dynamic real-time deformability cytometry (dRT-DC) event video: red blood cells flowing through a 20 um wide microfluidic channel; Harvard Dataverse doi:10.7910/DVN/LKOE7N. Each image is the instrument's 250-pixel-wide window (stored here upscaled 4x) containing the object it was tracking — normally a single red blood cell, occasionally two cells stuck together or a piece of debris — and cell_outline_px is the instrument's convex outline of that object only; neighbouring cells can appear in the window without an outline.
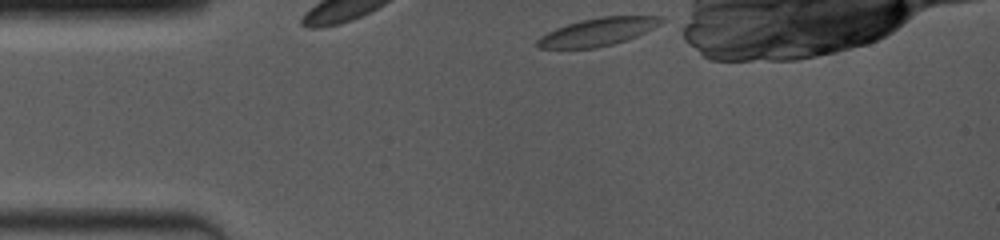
{"species": "common noctule bat (a hibernating species)", "species_latin": "Nyctalus noctula", "temperature_condition": "room temperature", "stored_images_in_passage": 5, "camera_frame_rate_fps": 4000, "um_per_image_px": 0.085, "animal": {"sex": "female", "body_mass_g": 19.0, "forearm_length_mm": 53.3}, "frame": {"image": 1, "passage_image": 1, "time_ms": 0.0, "image_size_px": [1000, 240], "cell_outline_px": [[668, 20], [628, 40], [596, 48], [536, 48], [536, 40], [540, 36], [556, 28], [580, 20], [600, 16], [664, 16]], "centroid_in_image_um": [50.83, 2.7], "position_along_channel_um": 34.2, "area_um2": 20.17}}
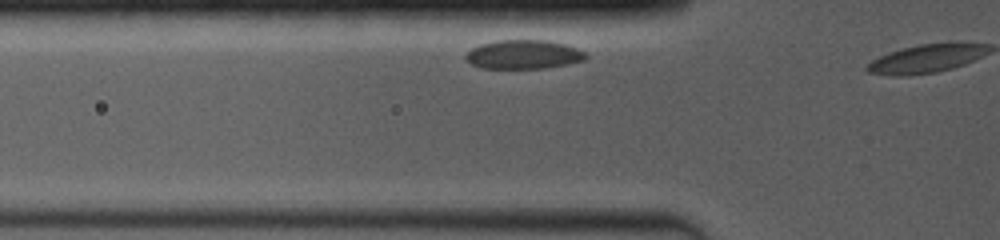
{"frame": {"image": 2, "passage_image": 4, "time_ms": 1.0, "image_size_px": [1000, 240], "cell_outline_px": [[588, 56], [584, 60], [568, 64], [544, 68], [480, 68], [472, 64], [464, 56], [472, 48], [480, 44], [496, 40], [544, 40], [564, 44], [576, 48], [584, 52]], "centroid_in_image_um": [44.49, 4.63], "position_along_channel_um": 81.3, "area_um2": 20.11}}